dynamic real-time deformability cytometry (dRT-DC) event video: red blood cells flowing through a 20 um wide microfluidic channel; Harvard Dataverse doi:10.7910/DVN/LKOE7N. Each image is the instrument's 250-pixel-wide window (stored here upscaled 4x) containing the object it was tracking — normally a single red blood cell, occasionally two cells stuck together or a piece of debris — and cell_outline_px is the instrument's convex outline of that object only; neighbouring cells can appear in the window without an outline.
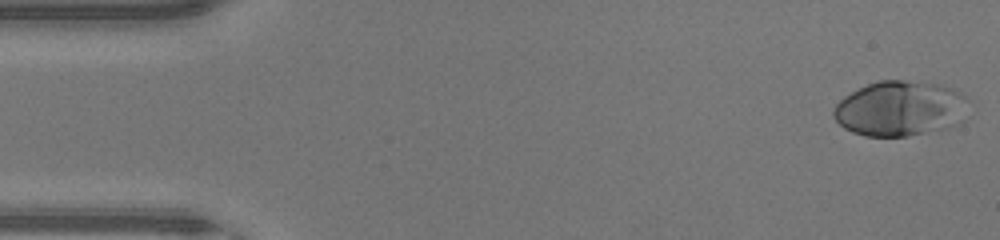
{"species": "human", "species_latin": "Homo sapiens", "temperature_condition": "warm", "stored_images_in_passage": 46, "camera_frame_rate_fps": 3000, "um_per_image_px": 0.085, "donor": {"sex": "male"}, "frame": {"image": 1, "passage_image": 1, "time_ms": 0.0, "image_size_px": [1000, 240], "cell_outline_px": [[964, 120], [960, 124], [948, 128], [908, 136], [864, 136], [852, 132], [844, 128], [832, 116], [832, 112], [836, 104], [844, 96], [868, 84], [880, 80], [904, 80], [936, 84], [952, 88], [960, 92], [964, 96]], "centroid_in_image_um": [76.48, 9.24], "position_along_channel_um": 8.5, "area_um2": 43.23}}
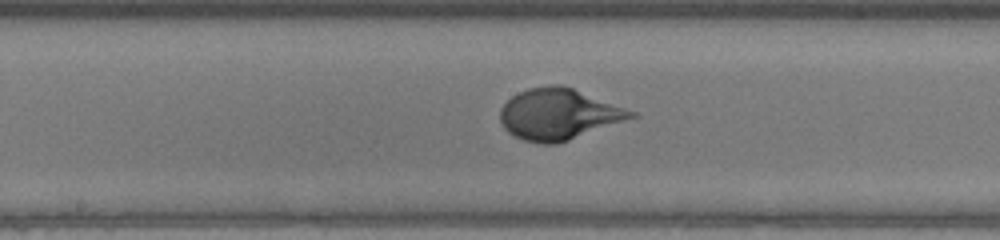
{"frame": {"image": 2, "passage_image": 23, "time_ms": 7.333, "image_size_px": [1000, 240], "cell_outline_px": [[640, 116], [556, 144], [544, 144], [524, 140], [508, 132], [504, 128], [500, 120], [500, 108], [512, 96], [528, 88], [552, 84], [560, 84], [572, 88], [636, 112]], "centroid_in_image_um": [47.49, 9.71], "position_along_channel_um": 200.7, "area_um2": 38.73}}
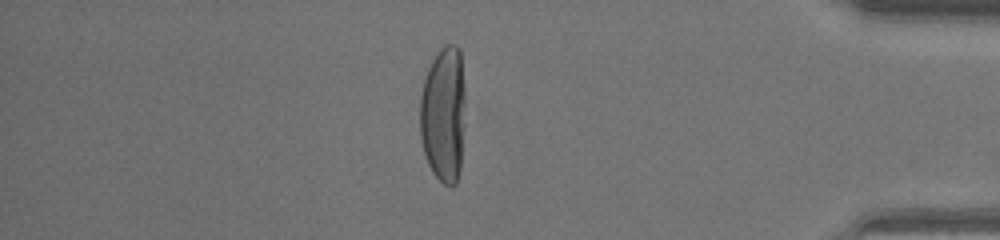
{"frame": {"image": 3, "passage_image": 39, "time_ms": 12.667, "image_size_px": [1000, 240], "cell_outline_px": [[464, 124], [460, 168], [456, 184], [452, 188], [444, 184], [432, 172], [428, 164], [424, 152], [420, 136], [420, 96], [424, 80], [428, 68], [436, 52], [444, 44], [456, 44], [460, 48], [464, 88]], "centroid_in_image_um": [37.7, 9.7], "position_along_channel_um": 397.5, "area_um2": 36.41}, "authors_computed_cell_mechanics": {"area_um2": 38.4948, "velocity_mm_per_s": 4.4523, "shape_relaxation_time_tau1_ms": 4.2532, "shape_relaxation_time_tau2_ms": null, "deformation_change_tau1": 0.2854, "deformation_change_tau2": null}}